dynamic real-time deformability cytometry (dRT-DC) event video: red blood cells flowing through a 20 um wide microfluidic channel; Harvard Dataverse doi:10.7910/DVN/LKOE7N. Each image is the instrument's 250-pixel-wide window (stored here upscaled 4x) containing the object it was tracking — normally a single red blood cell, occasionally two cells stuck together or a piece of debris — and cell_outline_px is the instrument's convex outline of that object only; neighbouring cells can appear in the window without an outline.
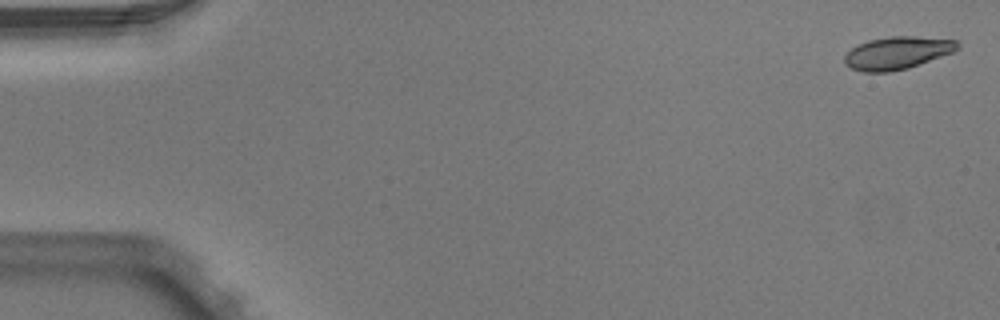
{"species": "Egyptian fruit bat (a non-hibernating species)", "species_latin": "Rousettus aegyptiacus", "temperature_condition": "warm", "stored_images_in_passage": 6, "camera_frame_rate_fps": 3000, "um_per_image_px": 0.085, "animal": {"sex": "male"}, "frame": {"image": 1, "passage_image": 1, "time_ms": 0.0, "image_size_px": [1000, 320], "cell_outline_px": [[960, 48], [956, 52], [908, 68], [888, 72], [864, 72], [852, 68], [844, 64], [844, 56], [852, 48], [868, 40], [892, 36], [916, 36], [956, 40], [960, 44]], "centroid_in_image_um": [76.32, 4.5], "position_along_channel_um": 8.7, "area_um2": 21.62}}
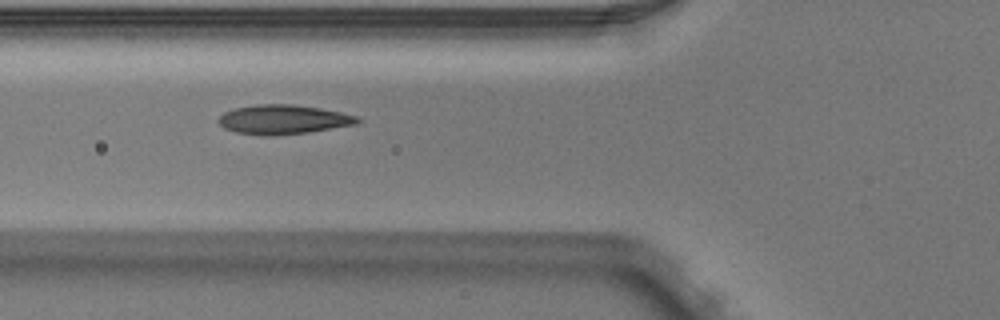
{"frame": {"image": 2, "passage_image": 5, "time_ms": 1.333, "image_size_px": [1000, 320], "cell_outline_px": [[364, 120], [356, 124], [308, 132], [236, 132], [224, 128], [216, 120], [224, 112], [232, 108], [256, 104], [292, 104], [320, 108], [340, 112], [356, 116]], "centroid_in_image_um": [24.1, 10.09], "position_along_channel_um": 101.7, "area_um2": 22.72}}
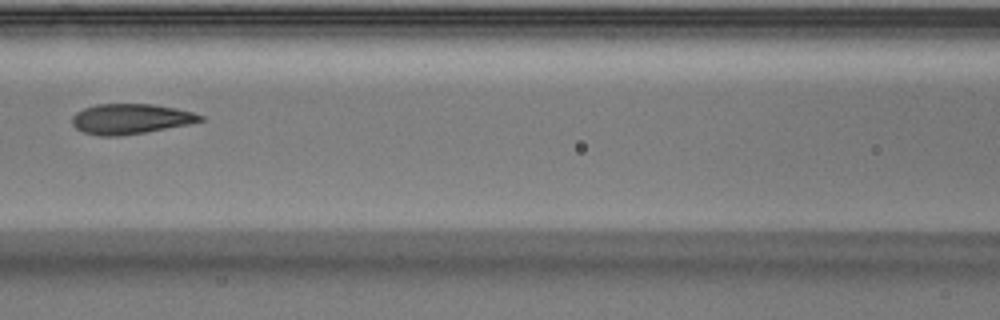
{"frame": {"image": 3, "passage_image": 6, "time_ms": 1.667, "image_size_px": [1000, 320], "cell_outline_px": [[204, 120], [188, 124], [144, 132], [120, 136], [100, 136], [84, 132], [76, 128], [72, 124], [72, 116], [76, 112], [84, 108], [96, 104], [152, 104], [176, 108], [192, 112], [204, 116]], "centroid_in_image_um": [11.08, 10.1], "position_along_channel_um": 155.5, "area_um2": 22.43}}